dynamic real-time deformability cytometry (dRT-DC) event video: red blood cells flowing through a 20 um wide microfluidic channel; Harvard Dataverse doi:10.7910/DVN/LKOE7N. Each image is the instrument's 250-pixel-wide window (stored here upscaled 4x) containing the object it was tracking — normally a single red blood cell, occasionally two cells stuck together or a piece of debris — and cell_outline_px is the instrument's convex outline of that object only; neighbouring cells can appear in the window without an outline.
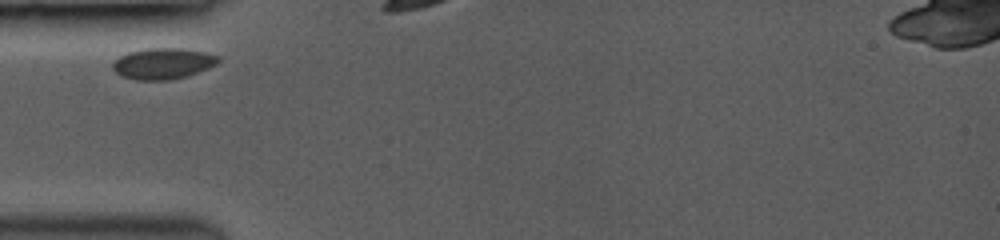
{"species": "common noctule bat (a hibernating species)", "species_latin": "Nyctalus noctula", "temperature_condition": "room temperature", "stored_images_in_passage": 3, "camera_frame_rate_fps": 3000, "um_per_image_px": 0.085, "animal": {"sex": "female", "body_mass_g": 19.0, "forearm_length_mm": 53.3}, "frame": {"image": 1, "passage_image": 1, "time_ms": 0.0, "image_size_px": [1000, 240], "cell_outline_px": [[220, 60], [216, 64], [208, 68], [188, 76], [172, 80], [136, 80], [120, 76], [112, 68], [112, 60], [128, 52], [148, 48], [184, 48], [204, 52], [220, 56]], "centroid_in_image_um": [13.83, 5.4], "position_along_channel_um": 71.2, "area_um2": 19.36}}